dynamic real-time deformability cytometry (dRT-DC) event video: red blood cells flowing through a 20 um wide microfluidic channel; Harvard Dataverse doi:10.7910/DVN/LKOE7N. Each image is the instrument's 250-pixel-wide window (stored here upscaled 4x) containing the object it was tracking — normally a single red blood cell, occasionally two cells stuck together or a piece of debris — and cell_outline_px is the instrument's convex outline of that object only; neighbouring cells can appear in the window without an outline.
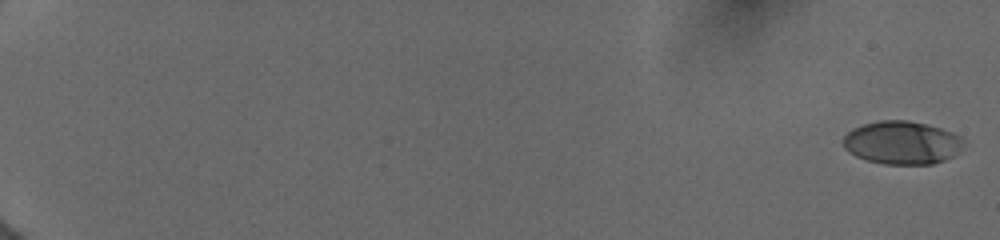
{"species": "human", "species_latin": "Homo sapiens", "temperature_condition": "cold", "stored_images_in_passage": 17, "camera_frame_rate_fps": 3000, "um_per_image_px": 0.085, "donor": {"sex": "female"}, "frame": {"image": 1, "passage_image": 1, "time_ms": 0.0, "image_size_px": [1000, 240], "cell_outline_px": [[968, 144], [952, 156], [944, 160], [932, 164], [884, 164], [868, 160], [856, 156], [848, 152], [844, 148], [844, 136], [852, 128], [864, 124], [880, 120], [908, 120], [928, 124], [952, 132], [960, 136]], "centroid_in_image_um": [76.7, 12.12], "position_along_channel_um": 8.3, "area_um2": 30.46}}
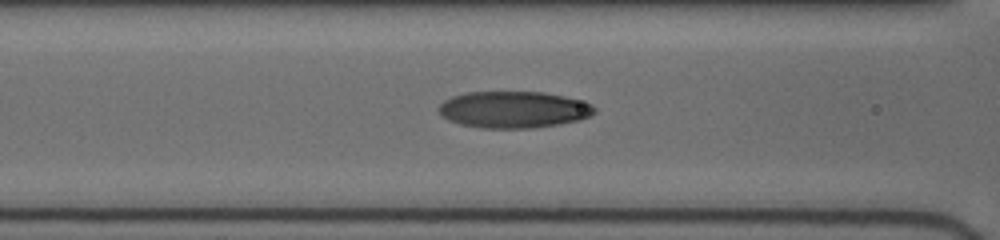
{"frame": {"image": 2, "passage_image": 15, "time_ms": 8.667, "image_size_px": [1000, 240], "cell_outline_px": [[596, 112], [580, 120], [560, 124], [532, 128], [480, 128], [460, 124], [448, 120], [440, 116], [440, 104], [444, 100], [452, 96], [468, 92], [544, 92], [584, 100], [592, 104], [596, 108]], "centroid_in_image_um": [43.68, 9.32], "position_along_channel_um": 122.9, "area_um2": 33.52}}
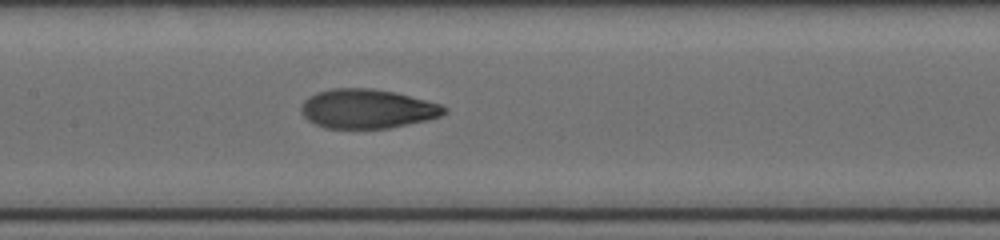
{"frame": {"image": 3, "passage_image": 17, "time_ms": 10.0, "image_size_px": [1000, 240], "cell_outline_px": [[448, 112], [440, 116], [428, 120], [388, 128], [324, 128], [308, 120], [300, 112], [300, 108], [304, 100], [308, 96], [316, 92], [332, 88], [372, 88], [396, 92], [440, 104], [448, 108]], "centroid_in_image_um": [31.21, 9.24], "position_along_channel_um": 176.2, "area_um2": 32.89}}